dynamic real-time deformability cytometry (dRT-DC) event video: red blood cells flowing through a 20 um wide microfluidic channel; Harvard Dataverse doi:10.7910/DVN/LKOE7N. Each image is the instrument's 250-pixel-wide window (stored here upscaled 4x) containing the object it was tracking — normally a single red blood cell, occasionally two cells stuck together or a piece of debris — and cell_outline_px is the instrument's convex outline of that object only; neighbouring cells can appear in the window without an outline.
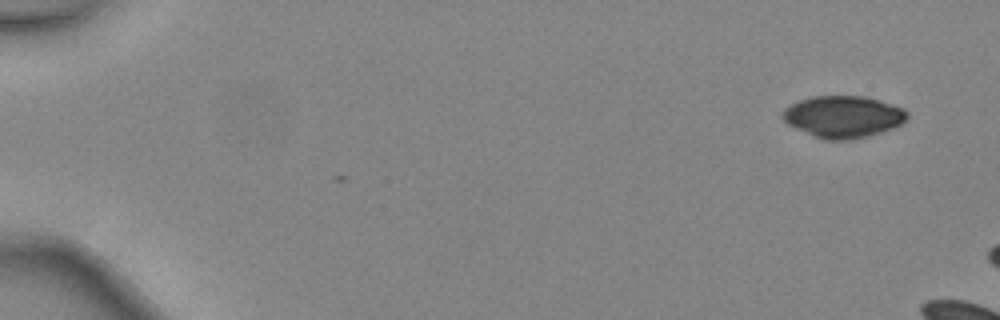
{"species": "common noctule bat (a hibernating species)", "species_latin": "Nyctalus noctula", "temperature_condition": "warm", "stored_images_in_passage": 3, "camera_frame_rate_fps": 3000, "um_per_image_px": 0.085, "animal": {"sex": "female", "body_mass_g": 24.6, "forearm_length_mm": 56.2}, "frame": {"image": 1, "passage_image": 1, "time_ms": 0.0, "image_size_px": [1000, 320], "cell_outline_px": [[908, 116], [900, 124], [892, 128], [868, 136], [852, 140], [824, 140], [812, 136], [788, 124], [780, 116], [784, 108], [800, 100], [812, 96], [864, 96], [880, 100], [904, 108], [908, 112]], "centroid_in_image_um": [71.65, 9.92], "position_along_channel_um": 13.3, "area_um2": 30.46}}